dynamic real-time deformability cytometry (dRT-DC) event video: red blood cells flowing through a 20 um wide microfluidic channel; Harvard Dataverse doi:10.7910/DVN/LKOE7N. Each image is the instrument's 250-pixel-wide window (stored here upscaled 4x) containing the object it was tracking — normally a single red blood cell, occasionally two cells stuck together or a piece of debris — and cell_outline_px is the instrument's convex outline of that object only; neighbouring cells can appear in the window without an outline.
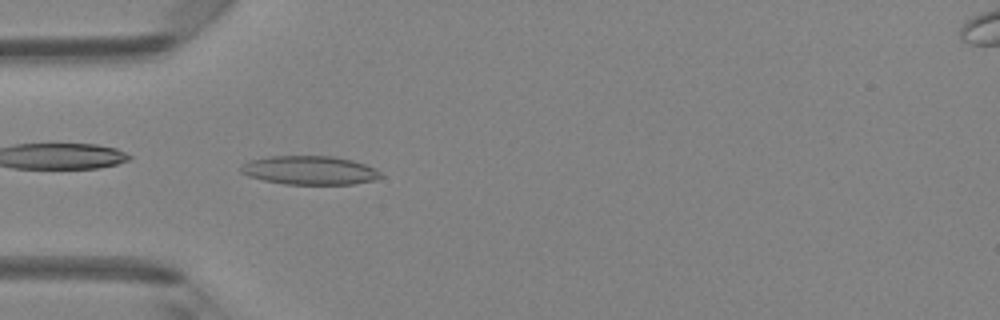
{"species": "Egyptian fruit bat (a non-hibernating species)", "species_latin": "Rousettus aegyptiacus", "temperature_condition": "room temperature", "stored_images_in_passage": 34, "camera_frame_rate_fps": 3000, "um_per_image_px": 0.085, "animal": {"sex": "female"}, "frame": {"image": 1, "passage_image": 1, "time_ms": 0.0, "image_size_px": [1000, 320], "cell_outline_px": [[384, 176], [372, 180], [352, 184], [284, 184], [264, 180], [248, 176], [240, 172], [240, 168], [248, 160], [268, 156], [332, 156], [352, 160], [376, 168]], "centroid_in_image_um": [26.31, 14.47], "position_along_channel_um": 58.7, "area_um2": 23.41}}
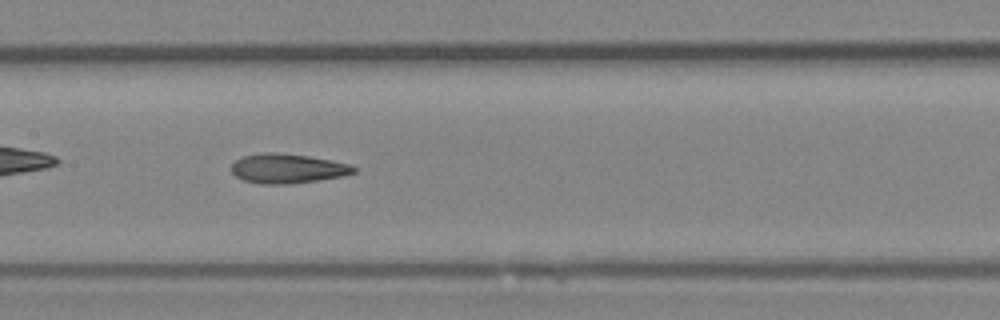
{"frame": {"image": 2, "passage_image": 10, "time_ms": 3.0, "image_size_px": [1000, 320], "cell_outline_px": [[356, 172], [344, 176], [288, 184], [260, 184], [244, 180], [236, 176], [232, 172], [232, 164], [236, 160], [244, 156], [264, 152], [276, 152], [308, 156], [352, 164], [356, 168]], "centroid_in_image_um": [24.46, 14.32], "position_along_channel_um": 182.9, "area_um2": 20.98}}
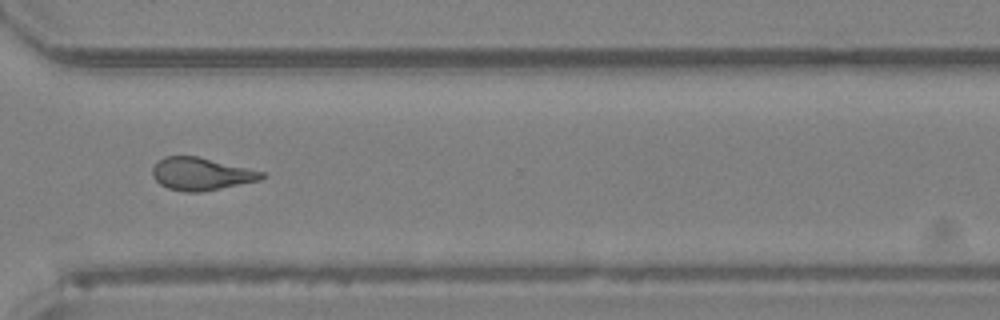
{"frame": {"image": 3, "passage_image": 22, "time_ms": 7.0, "image_size_px": [1000, 320], "cell_outline_px": [[268, 176], [260, 180], [200, 192], [184, 192], [168, 188], [160, 184], [152, 176], [152, 168], [164, 156], [196, 156], [248, 168], [264, 172]], "centroid_in_image_um": [17.1, 14.78], "position_along_channel_um": 353.5, "area_um2": 20.58}, "authors_computed_cell_mechanics": {"area_um2": 21.0103, "velocity_mm_per_s": 4.2655, "shape_relaxation_time_tau1_ms": null, "shape_relaxation_time_tau2_ms": 3.1108, "deformation_change_tau1": null, "deformation_change_tau2": 0.1278}}